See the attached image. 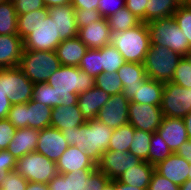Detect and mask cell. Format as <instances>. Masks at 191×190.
Here are the masks:
<instances>
[{
    "mask_svg": "<svg viewBox=\"0 0 191 190\" xmlns=\"http://www.w3.org/2000/svg\"><path fill=\"white\" fill-rule=\"evenodd\" d=\"M60 43L59 31L49 15L42 18L34 31L23 39L24 49L28 50L55 51Z\"/></svg>",
    "mask_w": 191,
    "mask_h": 190,
    "instance_id": "11",
    "label": "cell"
},
{
    "mask_svg": "<svg viewBox=\"0 0 191 190\" xmlns=\"http://www.w3.org/2000/svg\"><path fill=\"white\" fill-rule=\"evenodd\" d=\"M110 95L95 85L84 93L78 94V106L85 120L96 119Z\"/></svg>",
    "mask_w": 191,
    "mask_h": 190,
    "instance_id": "22",
    "label": "cell"
},
{
    "mask_svg": "<svg viewBox=\"0 0 191 190\" xmlns=\"http://www.w3.org/2000/svg\"><path fill=\"white\" fill-rule=\"evenodd\" d=\"M12 2L18 16L46 7L43 0H12Z\"/></svg>",
    "mask_w": 191,
    "mask_h": 190,
    "instance_id": "50",
    "label": "cell"
},
{
    "mask_svg": "<svg viewBox=\"0 0 191 190\" xmlns=\"http://www.w3.org/2000/svg\"><path fill=\"white\" fill-rule=\"evenodd\" d=\"M110 179L96 169H78L76 173L56 174L48 183L49 190H102Z\"/></svg>",
    "mask_w": 191,
    "mask_h": 190,
    "instance_id": "6",
    "label": "cell"
},
{
    "mask_svg": "<svg viewBox=\"0 0 191 190\" xmlns=\"http://www.w3.org/2000/svg\"><path fill=\"white\" fill-rule=\"evenodd\" d=\"M16 128L6 119H0V150H6L12 141Z\"/></svg>",
    "mask_w": 191,
    "mask_h": 190,
    "instance_id": "48",
    "label": "cell"
},
{
    "mask_svg": "<svg viewBox=\"0 0 191 190\" xmlns=\"http://www.w3.org/2000/svg\"><path fill=\"white\" fill-rule=\"evenodd\" d=\"M11 102L8 97L0 92V119H6L8 112L11 109Z\"/></svg>",
    "mask_w": 191,
    "mask_h": 190,
    "instance_id": "53",
    "label": "cell"
},
{
    "mask_svg": "<svg viewBox=\"0 0 191 190\" xmlns=\"http://www.w3.org/2000/svg\"><path fill=\"white\" fill-rule=\"evenodd\" d=\"M52 108L29 100L26 103V127L42 130L50 127Z\"/></svg>",
    "mask_w": 191,
    "mask_h": 190,
    "instance_id": "29",
    "label": "cell"
},
{
    "mask_svg": "<svg viewBox=\"0 0 191 190\" xmlns=\"http://www.w3.org/2000/svg\"><path fill=\"white\" fill-rule=\"evenodd\" d=\"M48 16V8L44 7L29 13L19 15L17 18V29L19 36L24 39L34 31V28L42 18Z\"/></svg>",
    "mask_w": 191,
    "mask_h": 190,
    "instance_id": "34",
    "label": "cell"
},
{
    "mask_svg": "<svg viewBox=\"0 0 191 190\" xmlns=\"http://www.w3.org/2000/svg\"><path fill=\"white\" fill-rule=\"evenodd\" d=\"M94 83L96 87L103 89L110 96L121 93L123 90V85L121 79L117 75V72L101 73L95 78Z\"/></svg>",
    "mask_w": 191,
    "mask_h": 190,
    "instance_id": "40",
    "label": "cell"
},
{
    "mask_svg": "<svg viewBox=\"0 0 191 190\" xmlns=\"http://www.w3.org/2000/svg\"><path fill=\"white\" fill-rule=\"evenodd\" d=\"M129 102L123 92L111 95L96 119L112 129L128 124Z\"/></svg>",
    "mask_w": 191,
    "mask_h": 190,
    "instance_id": "14",
    "label": "cell"
},
{
    "mask_svg": "<svg viewBox=\"0 0 191 190\" xmlns=\"http://www.w3.org/2000/svg\"><path fill=\"white\" fill-rule=\"evenodd\" d=\"M117 75L123 85L122 92L128 100L135 96L136 89L147 78L144 64L141 63L126 62L118 69Z\"/></svg>",
    "mask_w": 191,
    "mask_h": 190,
    "instance_id": "23",
    "label": "cell"
},
{
    "mask_svg": "<svg viewBox=\"0 0 191 190\" xmlns=\"http://www.w3.org/2000/svg\"><path fill=\"white\" fill-rule=\"evenodd\" d=\"M88 47L82 43L78 36L69 38L57 46L56 55L62 66H76L79 64L86 53Z\"/></svg>",
    "mask_w": 191,
    "mask_h": 190,
    "instance_id": "26",
    "label": "cell"
},
{
    "mask_svg": "<svg viewBox=\"0 0 191 190\" xmlns=\"http://www.w3.org/2000/svg\"><path fill=\"white\" fill-rule=\"evenodd\" d=\"M32 100L52 109L57 106V94L47 82L33 84Z\"/></svg>",
    "mask_w": 191,
    "mask_h": 190,
    "instance_id": "39",
    "label": "cell"
},
{
    "mask_svg": "<svg viewBox=\"0 0 191 190\" xmlns=\"http://www.w3.org/2000/svg\"><path fill=\"white\" fill-rule=\"evenodd\" d=\"M160 108L163 117L183 119L191 111V88L165 82Z\"/></svg>",
    "mask_w": 191,
    "mask_h": 190,
    "instance_id": "10",
    "label": "cell"
},
{
    "mask_svg": "<svg viewBox=\"0 0 191 190\" xmlns=\"http://www.w3.org/2000/svg\"><path fill=\"white\" fill-rule=\"evenodd\" d=\"M110 44L121 53L126 62L143 64L151 45L147 23L141 22L131 29L111 33Z\"/></svg>",
    "mask_w": 191,
    "mask_h": 190,
    "instance_id": "3",
    "label": "cell"
},
{
    "mask_svg": "<svg viewBox=\"0 0 191 190\" xmlns=\"http://www.w3.org/2000/svg\"><path fill=\"white\" fill-rule=\"evenodd\" d=\"M183 121L187 129L188 139L191 140V111L183 118Z\"/></svg>",
    "mask_w": 191,
    "mask_h": 190,
    "instance_id": "58",
    "label": "cell"
},
{
    "mask_svg": "<svg viewBox=\"0 0 191 190\" xmlns=\"http://www.w3.org/2000/svg\"><path fill=\"white\" fill-rule=\"evenodd\" d=\"M126 0H99L98 10L101 16L107 19L109 16L116 13L122 7H125Z\"/></svg>",
    "mask_w": 191,
    "mask_h": 190,
    "instance_id": "47",
    "label": "cell"
},
{
    "mask_svg": "<svg viewBox=\"0 0 191 190\" xmlns=\"http://www.w3.org/2000/svg\"><path fill=\"white\" fill-rule=\"evenodd\" d=\"M151 45L164 46L181 56H185L191 46L180 30L173 16L156 19L147 23Z\"/></svg>",
    "mask_w": 191,
    "mask_h": 190,
    "instance_id": "4",
    "label": "cell"
},
{
    "mask_svg": "<svg viewBox=\"0 0 191 190\" xmlns=\"http://www.w3.org/2000/svg\"><path fill=\"white\" fill-rule=\"evenodd\" d=\"M68 146L67 141L59 129L47 127L39 130V138L35 152L43 154L49 160L57 163Z\"/></svg>",
    "mask_w": 191,
    "mask_h": 190,
    "instance_id": "15",
    "label": "cell"
},
{
    "mask_svg": "<svg viewBox=\"0 0 191 190\" xmlns=\"http://www.w3.org/2000/svg\"><path fill=\"white\" fill-rule=\"evenodd\" d=\"M180 190H191V180L188 179L185 183L180 185Z\"/></svg>",
    "mask_w": 191,
    "mask_h": 190,
    "instance_id": "60",
    "label": "cell"
},
{
    "mask_svg": "<svg viewBox=\"0 0 191 190\" xmlns=\"http://www.w3.org/2000/svg\"><path fill=\"white\" fill-rule=\"evenodd\" d=\"M79 68L87 72L94 79L103 73L101 49L88 48L79 64Z\"/></svg>",
    "mask_w": 191,
    "mask_h": 190,
    "instance_id": "38",
    "label": "cell"
},
{
    "mask_svg": "<svg viewBox=\"0 0 191 190\" xmlns=\"http://www.w3.org/2000/svg\"><path fill=\"white\" fill-rule=\"evenodd\" d=\"M0 92L11 104H25L32 100L33 83L19 67L0 69Z\"/></svg>",
    "mask_w": 191,
    "mask_h": 190,
    "instance_id": "8",
    "label": "cell"
},
{
    "mask_svg": "<svg viewBox=\"0 0 191 190\" xmlns=\"http://www.w3.org/2000/svg\"><path fill=\"white\" fill-rule=\"evenodd\" d=\"M75 17L78 29L88 26L92 24V22L99 21L103 18L98 9H75Z\"/></svg>",
    "mask_w": 191,
    "mask_h": 190,
    "instance_id": "45",
    "label": "cell"
},
{
    "mask_svg": "<svg viewBox=\"0 0 191 190\" xmlns=\"http://www.w3.org/2000/svg\"><path fill=\"white\" fill-rule=\"evenodd\" d=\"M102 190H115V180H109Z\"/></svg>",
    "mask_w": 191,
    "mask_h": 190,
    "instance_id": "59",
    "label": "cell"
},
{
    "mask_svg": "<svg viewBox=\"0 0 191 190\" xmlns=\"http://www.w3.org/2000/svg\"><path fill=\"white\" fill-rule=\"evenodd\" d=\"M107 20L111 33H118L131 29L141 23V20L131 13L126 6L109 16Z\"/></svg>",
    "mask_w": 191,
    "mask_h": 190,
    "instance_id": "32",
    "label": "cell"
},
{
    "mask_svg": "<svg viewBox=\"0 0 191 190\" xmlns=\"http://www.w3.org/2000/svg\"><path fill=\"white\" fill-rule=\"evenodd\" d=\"M17 160L7 150H0V184L9 172L16 169Z\"/></svg>",
    "mask_w": 191,
    "mask_h": 190,
    "instance_id": "49",
    "label": "cell"
},
{
    "mask_svg": "<svg viewBox=\"0 0 191 190\" xmlns=\"http://www.w3.org/2000/svg\"><path fill=\"white\" fill-rule=\"evenodd\" d=\"M162 119L160 106L129 102L128 121L135 129L154 133L161 125Z\"/></svg>",
    "mask_w": 191,
    "mask_h": 190,
    "instance_id": "12",
    "label": "cell"
},
{
    "mask_svg": "<svg viewBox=\"0 0 191 190\" xmlns=\"http://www.w3.org/2000/svg\"><path fill=\"white\" fill-rule=\"evenodd\" d=\"M60 174L76 173L79 169H96L97 164L82 150L75 146H68L56 163Z\"/></svg>",
    "mask_w": 191,
    "mask_h": 190,
    "instance_id": "20",
    "label": "cell"
},
{
    "mask_svg": "<svg viewBox=\"0 0 191 190\" xmlns=\"http://www.w3.org/2000/svg\"><path fill=\"white\" fill-rule=\"evenodd\" d=\"M154 170L155 166L146 161H141L138 165L127 169L117 180L123 184L148 190Z\"/></svg>",
    "mask_w": 191,
    "mask_h": 190,
    "instance_id": "27",
    "label": "cell"
},
{
    "mask_svg": "<svg viewBox=\"0 0 191 190\" xmlns=\"http://www.w3.org/2000/svg\"><path fill=\"white\" fill-rule=\"evenodd\" d=\"M171 82L187 89L191 88V65L184 57H182L174 70Z\"/></svg>",
    "mask_w": 191,
    "mask_h": 190,
    "instance_id": "42",
    "label": "cell"
},
{
    "mask_svg": "<svg viewBox=\"0 0 191 190\" xmlns=\"http://www.w3.org/2000/svg\"><path fill=\"white\" fill-rule=\"evenodd\" d=\"M173 17L191 46V6L180 4Z\"/></svg>",
    "mask_w": 191,
    "mask_h": 190,
    "instance_id": "41",
    "label": "cell"
},
{
    "mask_svg": "<svg viewBox=\"0 0 191 190\" xmlns=\"http://www.w3.org/2000/svg\"><path fill=\"white\" fill-rule=\"evenodd\" d=\"M7 119L16 128H26V103L13 104L8 112Z\"/></svg>",
    "mask_w": 191,
    "mask_h": 190,
    "instance_id": "44",
    "label": "cell"
},
{
    "mask_svg": "<svg viewBox=\"0 0 191 190\" xmlns=\"http://www.w3.org/2000/svg\"><path fill=\"white\" fill-rule=\"evenodd\" d=\"M78 37L83 44L91 49H101L109 45L111 42V30L108 20L102 18L88 26L79 28Z\"/></svg>",
    "mask_w": 191,
    "mask_h": 190,
    "instance_id": "17",
    "label": "cell"
},
{
    "mask_svg": "<svg viewBox=\"0 0 191 190\" xmlns=\"http://www.w3.org/2000/svg\"><path fill=\"white\" fill-rule=\"evenodd\" d=\"M149 0H126V8L133 13L141 22L146 23V12Z\"/></svg>",
    "mask_w": 191,
    "mask_h": 190,
    "instance_id": "51",
    "label": "cell"
},
{
    "mask_svg": "<svg viewBox=\"0 0 191 190\" xmlns=\"http://www.w3.org/2000/svg\"><path fill=\"white\" fill-rule=\"evenodd\" d=\"M55 51L23 49L19 68L34 83H45L61 67Z\"/></svg>",
    "mask_w": 191,
    "mask_h": 190,
    "instance_id": "5",
    "label": "cell"
},
{
    "mask_svg": "<svg viewBox=\"0 0 191 190\" xmlns=\"http://www.w3.org/2000/svg\"><path fill=\"white\" fill-rule=\"evenodd\" d=\"M171 154H173V152L168 148L166 142L157 132L152 133L147 162L156 166L159 162L167 159Z\"/></svg>",
    "mask_w": 191,
    "mask_h": 190,
    "instance_id": "35",
    "label": "cell"
},
{
    "mask_svg": "<svg viewBox=\"0 0 191 190\" xmlns=\"http://www.w3.org/2000/svg\"><path fill=\"white\" fill-rule=\"evenodd\" d=\"M115 190H144L137 187H133L127 184H123L119 182L117 179L115 180Z\"/></svg>",
    "mask_w": 191,
    "mask_h": 190,
    "instance_id": "57",
    "label": "cell"
},
{
    "mask_svg": "<svg viewBox=\"0 0 191 190\" xmlns=\"http://www.w3.org/2000/svg\"><path fill=\"white\" fill-rule=\"evenodd\" d=\"M25 190H49L45 183L28 182Z\"/></svg>",
    "mask_w": 191,
    "mask_h": 190,
    "instance_id": "55",
    "label": "cell"
},
{
    "mask_svg": "<svg viewBox=\"0 0 191 190\" xmlns=\"http://www.w3.org/2000/svg\"><path fill=\"white\" fill-rule=\"evenodd\" d=\"M50 127L59 129H71L75 126L83 125L86 120L83 117L78 104L76 105H60L52 109Z\"/></svg>",
    "mask_w": 191,
    "mask_h": 190,
    "instance_id": "25",
    "label": "cell"
},
{
    "mask_svg": "<svg viewBox=\"0 0 191 190\" xmlns=\"http://www.w3.org/2000/svg\"><path fill=\"white\" fill-rule=\"evenodd\" d=\"M155 171L171 182L182 185L189 179L190 163L176 153L155 166Z\"/></svg>",
    "mask_w": 191,
    "mask_h": 190,
    "instance_id": "18",
    "label": "cell"
},
{
    "mask_svg": "<svg viewBox=\"0 0 191 190\" xmlns=\"http://www.w3.org/2000/svg\"><path fill=\"white\" fill-rule=\"evenodd\" d=\"M186 5L191 6V0H186Z\"/></svg>",
    "mask_w": 191,
    "mask_h": 190,
    "instance_id": "63",
    "label": "cell"
},
{
    "mask_svg": "<svg viewBox=\"0 0 191 190\" xmlns=\"http://www.w3.org/2000/svg\"><path fill=\"white\" fill-rule=\"evenodd\" d=\"M148 190H180V186L161 176L154 170Z\"/></svg>",
    "mask_w": 191,
    "mask_h": 190,
    "instance_id": "46",
    "label": "cell"
},
{
    "mask_svg": "<svg viewBox=\"0 0 191 190\" xmlns=\"http://www.w3.org/2000/svg\"><path fill=\"white\" fill-rule=\"evenodd\" d=\"M69 146L82 149L96 164L108 149L113 129L97 119L87 120L81 126L61 130Z\"/></svg>",
    "mask_w": 191,
    "mask_h": 190,
    "instance_id": "1",
    "label": "cell"
},
{
    "mask_svg": "<svg viewBox=\"0 0 191 190\" xmlns=\"http://www.w3.org/2000/svg\"><path fill=\"white\" fill-rule=\"evenodd\" d=\"M103 73H114L126 63L121 53L111 44L101 48Z\"/></svg>",
    "mask_w": 191,
    "mask_h": 190,
    "instance_id": "36",
    "label": "cell"
},
{
    "mask_svg": "<svg viewBox=\"0 0 191 190\" xmlns=\"http://www.w3.org/2000/svg\"><path fill=\"white\" fill-rule=\"evenodd\" d=\"M141 160L130 152L106 150L102 153L97 169L110 180L118 179L127 169L136 166Z\"/></svg>",
    "mask_w": 191,
    "mask_h": 190,
    "instance_id": "13",
    "label": "cell"
},
{
    "mask_svg": "<svg viewBox=\"0 0 191 190\" xmlns=\"http://www.w3.org/2000/svg\"><path fill=\"white\" fill-rule=\"evenodd\" d=\"M189 179L191 180V164H190V173H189Z\"/></svg>",
    "mask_w": 191,
    "mask_h": 190,
    "instance_id": "64",
    "label": "cell"
},
{
    "mask_svg": "<svg viewBox=\"0 0 191 190\" xmlns=\"http://www.w3.org/2000/svg\"><path fill=\"white\" fill-rule=\"evenodd\" d=\"M27 184L28 181L14 170L1 181L0 190H25Z\"/></svg>",
    "mask_w": 191,
    "mask_h": 190,
    "instance_id": "43",
    "label": "cell"
},
{
    "mask_svg": "<svg viewBox=\"0 0 191 190\" xmlns=\"http://www.w3.org/2000/svg\"><path fill=\"white\" fill-rule=\"evenodd\" d=\"M180 4H186V0H176Z\"/></svg>",
    "mask_w": 191,
    "mask_h": 190,
    "instance_id": "62",
    "label": "cell"
},
{
    "mask_svg": "<svg viewBox=\"0 0 191 190\" xmlns=\"http://www.w3.org/2000/svg\"><path fill=\"white\" fill-rule=\"evenodd\" d=\"M15 171L28 182L45 184L58 174L56 162L37 152L28 153L17 159Z\"/></svg>",
    "mask_w": 191,
    "mask_h": 190,
    "instance_id": "9",
    "label": "cell"
},
{
    "mask_svg": "<svg viewBox=\"0 0 191 190\" xmlns=\"http://www.w3.org/2000/svg\"><path fill=\"white\" fill-rule=\"evenodd\" d=\"M94 82L93 77L76 66H61L47 80L57 94V106L76 105L78 94L92 88Z\"/></svg>",
    "mask_w": 191,
    "mask_h": 190,
    "instance_id": "2",
    "label": "cell"
},
{
    "mask_svg": "<svg viewBox=\"0 0 191 190\" xmlns=\"http://www.w3.org/2000/svg\"><path fill=\"white\" fill-rule=\"evenodd\" d=\"M184 58L187 60V62L191 65V49L189 52L184 56Z\"/></svg>",
    "mask_w": 191,
    "mask_h": 190,
    "instance_id": "61",
    "label": "cell"
},
{
    "mask_svg": "<svg viewBox=\"0 0 191 190\" xmlns=\"http://www.w3.org/2000/svg\"><path fill=\"white\" fill-rule=\"evenodd\" d=\"M48 15L55 22L61 41L78 36L75 8L71 3L48 8Z\"/></svg>",
    "mask_w": 191,
    "mask_h": 190,
    "instance_id": "16",
    "label": "cell"
},
{
    "mask_svg": "<svg viewBox=\"0 0 191 190\" xmlns=\"http://www.w3.org/2000/svg\"><path fill=\"white\" fill-rule=\"evenodd\" d=\"M179 5L176 0H149L146 23L173 16Z\"/></svg>",
    "mask_w": 191,
    "mask_h": 190,
    "instance_id": "30",
    "label": "cell"
},
{
    "mask_svg": "<svg viewBox=\"0 0 191 190\" xmlns=\"http://www.w3.org/2000/svg\"><path fill=\"white\" fill-rule=\"evenodd\" d=\"M182 57L164 46L150 45L143 63L147 77L163 83L171 82Z\"/></svg>",
    "mask_w": 191,
    "mask_h": 190,
    "instance_id": "7",
    "label": "cell"
},
{
    "mask_svg": "<svg viewBox=\"0 0 191 190\" xmlns=\"http://www.w3.org/2000/svg\"><path fill=\"white\" fill-rule=\"evenodd\" d=\"M99 0H71V4L75 9H98Z\"/></svg>",
    "mask_w": 191,
    "mask_h": 190,
    "instance_id": "52",
    "label": "cell"
},
{
    "mask_svg": "<svg viewBox=\"0 0 191 190\" xmlns=\"http://www.w3.org/2000/svg\"><path fill=\"white\" fill-rule=\"evenodd\" d=\"M156 132L173 153L188 140L187 129L182 118L163 117Z\"/></svg>",
    "mask_w": 191,
    "mask_h": 190,
    "instance_id": "19",
    "label": "cell"
},
{
    "mask_svg": "<svg viewBox=\"0 0 191 190\" xmlns=\"http://www.w3.org/2000/svg\"><path fill=\"white\" fill-rule=\"evenodd\" d=\"M24 45L19 34L0 35V69L19 67Z\"/></svg>",
    "mask_w": 191,
    "mask_h": 190,
    "instance_id": "21",
    "label": "cell"
},
{
    "mask_svg": "<svg viewBox=\"0 0 191 190\" xmlns=\"http://www.w3.org/2000/svg\"><path fill=\"white\" fill-rule=\"evenodd\" d=\"M164 83L146 78L135 91L131 102L161 106Z\"/></svg>",
    "mask_w": 191,
    "mask_h": 190,
    "instance_id": "28",
    "label": "cell"
},
{
    "mask_svg": "<svg viewBox=\"0 0 191 190\" xmlns=\"http://www.w3.org/2000/svg\"><path fill=\"white\" fill-rule=\"evenodd\" d=\"M175 153L191 164V140L185 141Z\"/></svg>",
    "mask_w": 191,
    "mask_h": 190,
    "instance_id": "54",
    "label": "cell"
},
{
    "mask_svg": "<svg viewBox=\"0 0 191 190\" xmlns=\"http://www.w3.org/2000/svg\"><path fill=\"white\" fill-rule=\"evenodd\" d=\"M151 137L152 133L135 129L129 152L134 154L141 161L147 162Z\"/></svg>",
    "mask_w": 191,
    "mask_h": 190,
    "instance_id": "37",
    "label": "cell"
},
{
    "mask_svg": "<svg viewBox=\"0 0 191 190\" xmlns=\"http://www.w3.org/2000/svg\"><path fill=\"white\" fill-rule=\"evenodd\" d=\"M43 2L47 8H50L52 6L68 5L71 0H43Z\"/></svg>",
    "mask_w": 191,
    "mask_h": 190,
    "instance_id": "56",
    "label": "cell"
},
{
    "mask_svg": "<svg viewBox=\"0 0 191 190\" xmlns=\"http://www.w3.org/2000/svg\"><path fill=\"white\" fill-rule=\"evenodd\" d=\"M38 138L39 130L30 127L16 129L6 150L17 160L28 153L35 152Z\"/></svg>",
    "mask_w": 191,
    "mask_h": 190,
    "instance_id": "24",
    "label": "cell"
},
{
    "mask_svg": "<svg viewBox=\"0 0 191 190\" xmlns=\"http://www.w3.org/2000/svg\"><path fill=\"white\" fill-rule=\"evenodd\" d=\"M18 15L12 0L0 2V35L18 34L17 29Z\"/></svg>",
    "mask_w": 191,
    "mask_h": 190,
    "instance_id": "31",
    "label": "cell"
},
{
    "mask_svg": "<svg viewBox=\"0 0 191 190\" xmlns=\"http://www.w3.org/2000/svg\"><path fill=\"white\" fill-rule=\"evenodd\" d=\"M135 128L130 124L113 129L107 150L129 152Z\"/></svg>",
    "mask_w": 191,
    "mask_h": 190,
    "instance_id": "33",
    "label": "cell"
}]
</instances>
